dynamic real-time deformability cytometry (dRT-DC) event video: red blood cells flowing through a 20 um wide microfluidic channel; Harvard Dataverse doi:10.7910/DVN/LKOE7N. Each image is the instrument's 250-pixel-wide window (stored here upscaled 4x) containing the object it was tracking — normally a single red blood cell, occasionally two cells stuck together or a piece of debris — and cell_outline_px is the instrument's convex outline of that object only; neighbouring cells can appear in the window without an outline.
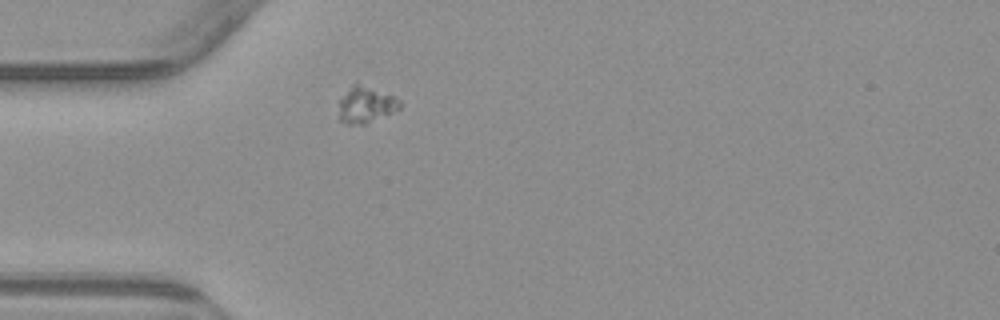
{"species": "common noctule bat (a hibernating species)", "species_latin": "Nyctalus noctula", "temperature_condition": "warm", "stored_images_in_passage": 41, "camera_frame_rate_fps": 3000, "um_per_image_px": 0.085, "animal": {"sex": "male", "body_mass_g": 23.1, "forearm_length_mm": 52.7}, "frame": {"image": 1, "passage_image": 1, "time_ms": 0.0, "image_size_px": [1000, 320], "cell_outline_px": [[400, 108], [392, 112], [364, 124], [348, 124], [340, 120], [340, 100], [352, 84], [356, 80], [392, 96], [400, 100]], "centroid_in_image_um": [31.09, 8.86], "position_along_channel_um": 53.9, "area_um2": 12.72}}
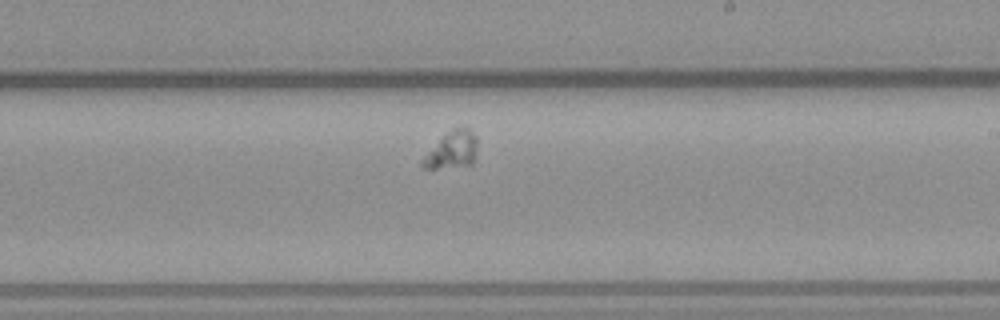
{"frame": {"image": 2, "passage_image": 18, "time_ms": 5.667, "image_size_px": [1000, 320], "cell_outline_px": [[476, 156], [472, 164], [436, 168], [420, 168], [420, 160], [444, 136], [456, 128], [468, 128], [476, 136]], "centroid_in_image_um": [38.42, 12.78], "position_along_channel_um": 250.6, "area_um2": 11.39}}
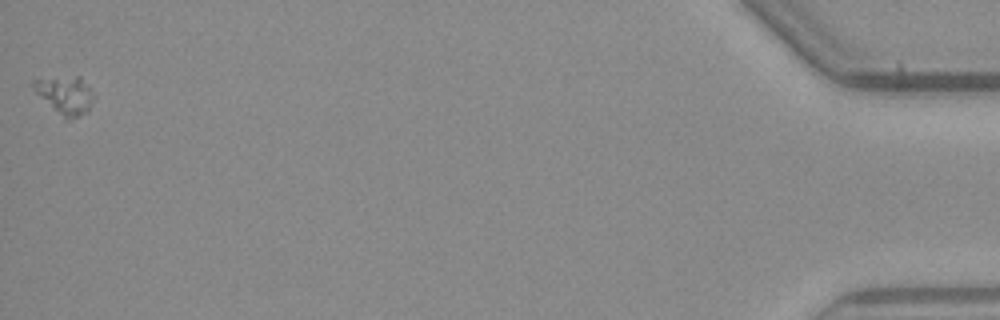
{"frame": {"image": 3, "passage_image": 41, "time_ms": 13.333, "image_size_px": [1000, 320], "cell_outline_px": [[96, 96], [88, 112], [68, 120], [40, 96], [32, 88], [32, 80], [76, 76], [80, 76], [88, 84]], "centroid_in_image_um": [5.62, 8.07], "position_along_channel_um": 429.6, "area_um2": 13.12}}